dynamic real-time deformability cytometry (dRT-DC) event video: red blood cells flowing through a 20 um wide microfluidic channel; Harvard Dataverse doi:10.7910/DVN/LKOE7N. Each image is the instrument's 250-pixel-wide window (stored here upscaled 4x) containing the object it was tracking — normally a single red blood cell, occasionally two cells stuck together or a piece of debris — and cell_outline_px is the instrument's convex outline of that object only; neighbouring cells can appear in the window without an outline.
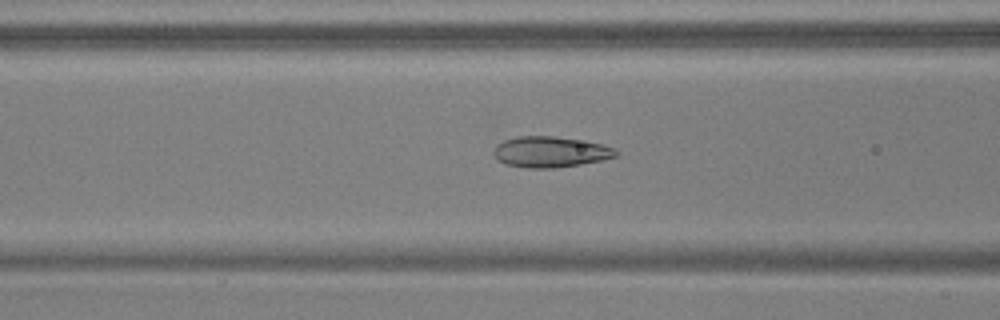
{"species": "common noctule bat (a hibernating species)", "species_latin": "Nyctalus noctula", "temperature_condition": "warm", "stored_images_in_passage": 38, "camera_frame_rate_fps": 3000, "um_per_image_px": 0.085, "animal": {"sex": "male", "body_mass_g": 17.9, "forearm_length_mm": 54.2}, "frame": {"image": 1, "passage_image": 6, "time_ms": 1.667, "image_size_px": [1000, 320], "cell_outline_px": [[620, 152], [616, 156], [604, 160], [556, 168], [528, 168], [504, 164], [496, 160], [492, 152], [496, 144], [504, 140], [516, 136], [552, 136], [600, 144], [616, 148]], "centroid_in_image_um": [46.74, 12.92], "position_along_channel_um": 119.9, "area_um2": 22.08}}
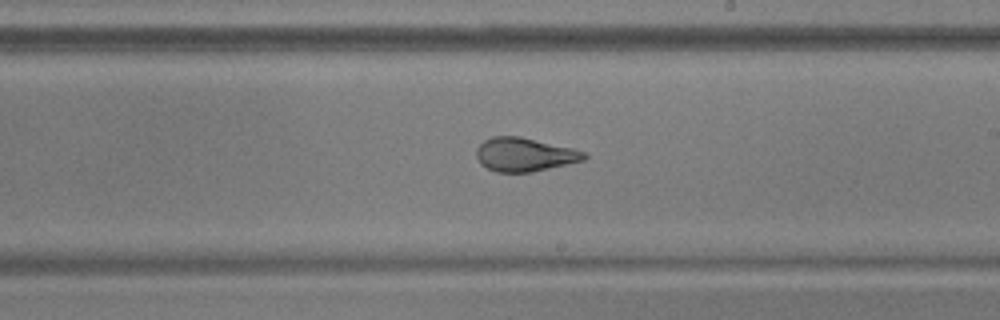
{"frame": {"image": 2, "passage_image": 16, "time_ms": 5.0, "image_size_px": [1000, 320], "cell_outline_px": [[588, 156], [584, 160], [532, 172], [496, 172], [480, 164], [476, 156], [476, 148], [484, 140], [492, 136], [520, 136], [572, 148], [588, 152]], "centroid_in_image_um": [44.58, 13.13], "position_along_channel_um": 244.4, "area_um2": 21.21}}
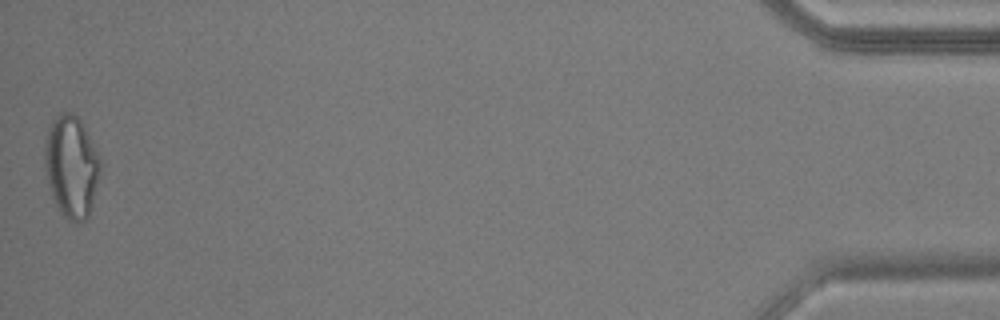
{"frame": {"image": 3, "passage_image": 38, "time_ms": 12.333, "image_size_px": [1000, 320], "cell_outline_px": [[100, 168], [92, 204], [88, 216], [80, 224], [76, 224], [68, 220], [60, 212], [52, 196], [48, 184], [44, 168], [44, 140], [48, 128], [52, 120], [60, 112], [72, 112], [80, 120], [100, 160]], "centroid_in_image_um": [6.02, 14.17], "position_along_channel_um": 429.2, "area_um2": 32.89}, "authors_computed_cell_mechanics": {"area_um2": 22.1085, "velocity_mm_per_s": 3.7366, "shape_relaxation_time_tau1_ms": 6.9108, "shape_relaxation_time_tau2_ms": 1.004, "deformation_change_tau1": 0.2026, "deformation_change_tau2": 0.0678}}